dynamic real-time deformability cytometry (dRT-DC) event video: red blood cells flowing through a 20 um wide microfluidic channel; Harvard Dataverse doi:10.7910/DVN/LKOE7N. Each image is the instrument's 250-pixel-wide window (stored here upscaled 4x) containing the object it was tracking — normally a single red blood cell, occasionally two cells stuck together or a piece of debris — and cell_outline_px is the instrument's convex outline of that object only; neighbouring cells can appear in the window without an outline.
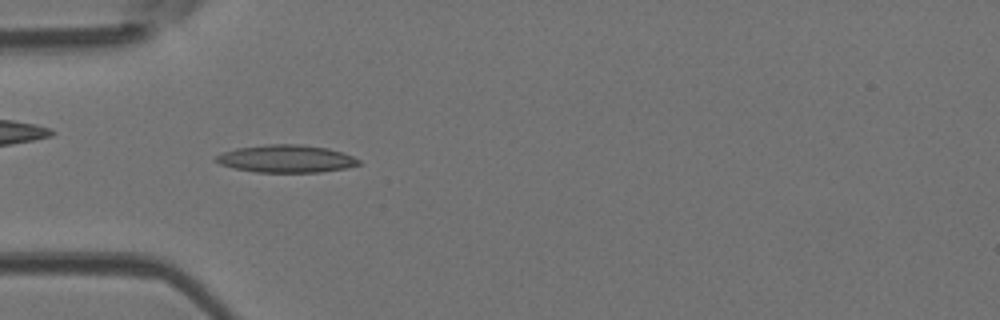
{"species": "Egyptian fruit bat (a non-hibernating species)", "species_latin": "Rousettus aegyptiacus", "temperature_condition": "room temperature", "stored_images_in_passage": 48, "camera_frame_rate_fps": 3000, "um_per_image_px": 0.085, "animal": {"sex": "female"}, "frame": {"image": 1, "passage_image": 15, "time_ms": 4.667, "image_size_px": [1000, 320], "cell_outline_px": [[360, 164], [344, 168], [320, 172], [256, 172], [236, 168], [220, 164], [212, 160], [216, 156], [224, 152], [236, 148], [268, 144], [300, 144], [328, 148], [352, 156], [360, 160]], "centroid_in_image_um": [24.3, 13.49], "position_along_channel_um": 60.7, "area_um2": 22.77}}
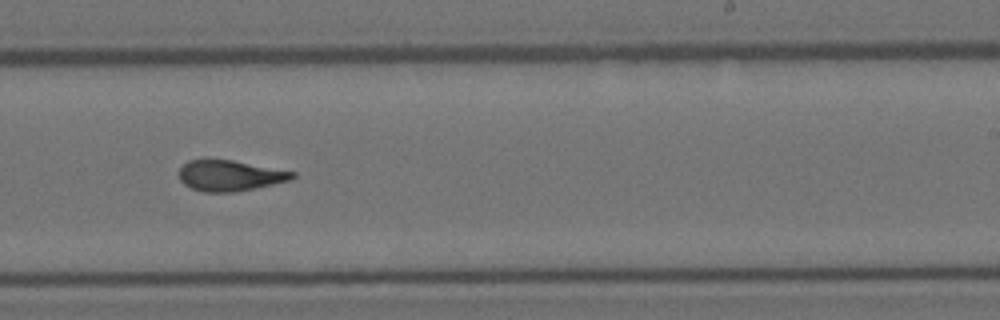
{"frame": {"image": 2, "passage_image": 30, "time_ms": 9.667, "image_size_px": [1000, 320], "cell_outline_px": [[296, 176], [292, 180], [256, 188], [236, 192], [204, 192], [192, 188], [184, 184], [180, 180], [180, 168], [188, 160], [232, 160], [296, 172]], "centroid_in_image_um": [19.58, 14.94], "position_along_channel_um": 269.4, "area_um2": 20.23}}
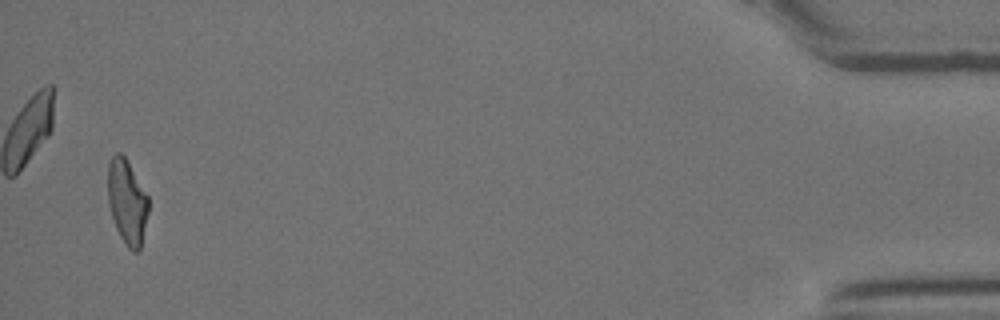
{"frame": {"image": 3, "passage_image": 47, "time_ms": 15.333, "image_size_px": [1000, 320], "cell_outline_px": [[148, 212], [140, 248], [136, 252], [132, 252], [128, 248], [120, 236], [116, 228], [108, 204], [108, 164], [112, 156], [116, 152], [120, 152], [124, 156], [148, 196]], "centroid_in_image_um": [10.79, 17.16], "position_along_channel_um": 424.4, "area_um2": 19.77}, "authors_computed_cell_mechanics": {"area_um2": 20.808, "velocity_mm_per_s": 4.2237, "shape_relaxation_time_tau1_ms": 6.3296, "shape_relaxation_time_tau2_ms": 1.6772, "deformation_change_tau1": 0.2304, "deformation_change_tau2": 0.1088}}